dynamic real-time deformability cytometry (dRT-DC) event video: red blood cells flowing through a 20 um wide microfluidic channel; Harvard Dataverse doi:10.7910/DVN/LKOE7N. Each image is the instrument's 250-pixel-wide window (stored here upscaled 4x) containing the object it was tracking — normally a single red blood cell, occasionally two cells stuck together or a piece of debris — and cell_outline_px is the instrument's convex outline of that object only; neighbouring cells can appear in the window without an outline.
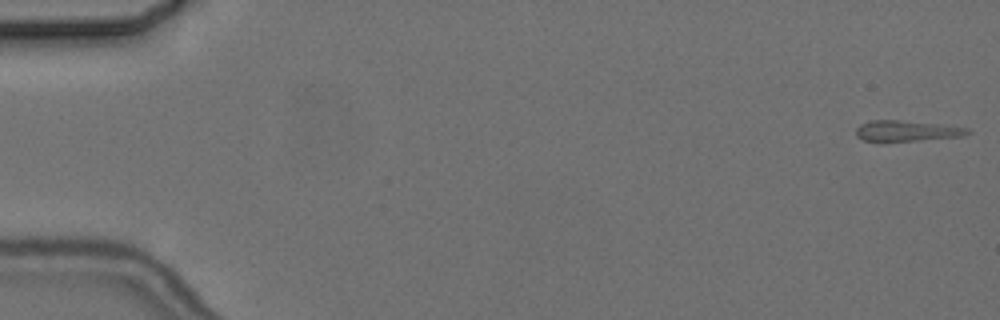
{"species": "common noctule bat (a hibernating species)", "species_latin": "Nyctalus noctula", "temperature_condition": "cold", "stored_images_in_passage": 7, "camera_frame_rate_fps": 3000, "um_per_image_px": 0.085, "animal": {"sex": "female", "body_mass_g": 24.6, "forearm_length_mm": 56.2}, "frame": {"image": 1, "passage_image": 1, "time_ms": 0.0, "image_size_px": [1000, 320], "cell_outline_px": [[972, 132], [964, 136], [884, 144], [864, 140], [856, 136], [856, 128], [860, 124], [872, 120], [900, 120], [968, 128]], "centroid_in_image_um": [77.0, 11.17], "position_along_channel_um": 8.0, "area_um2": 13.99}}
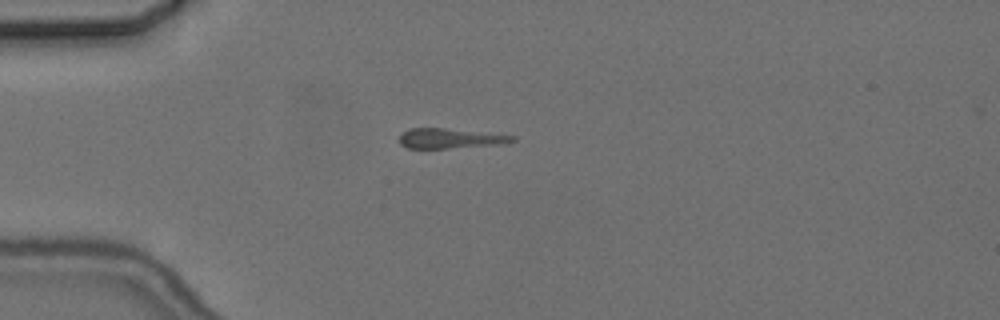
{"frame": {"image": 2, "passage_image": 5, "time_ms": 4.667, "image_size_px": [1000, 320], "cell_outline_px": [[516, 140], [508, 144], [444, 148], [408, 148], [400, 144], [400, 136], [404, 132], [412, 128], [444, 128], [516, 136]], "centroid_in_image_um": [38.32, 11.77], "position_along_channel_um": 46.7, "area_um2": 13.01}}
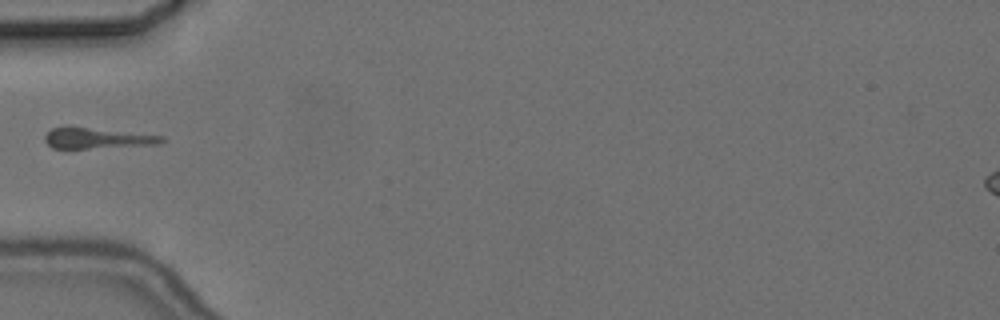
{"frame": {"image": 3, "passage_image": 6, "time_ms": 6.0, "image_size_px": [1000, 320], "cell_outline_px": [[164, 140], [160, 144], [88, 148], [52, 148], [44, 140], [44, 136], [52, 128], [64, 124], [164, 136]], "centroid_in_image_um": [8.18, 11.71], "position_along_channel_um": 76.8, "area_um2": 14.39}}